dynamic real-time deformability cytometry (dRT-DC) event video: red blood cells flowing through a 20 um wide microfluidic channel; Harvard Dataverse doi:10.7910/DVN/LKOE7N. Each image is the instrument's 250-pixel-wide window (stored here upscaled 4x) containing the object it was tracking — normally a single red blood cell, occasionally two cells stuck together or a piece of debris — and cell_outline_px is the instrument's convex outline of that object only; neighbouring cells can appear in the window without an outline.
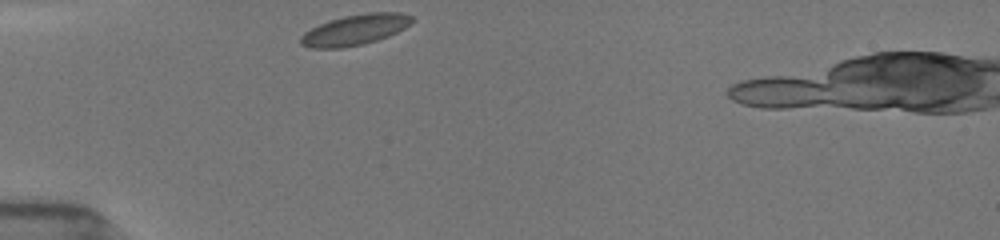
{"species": "common noctule bat (a hibernating species)", "species_latin": "Nyctalus noctula", "temperature_condition": "room temperature", "stored_images_in_passage": 30, "camera_frame_rate_fps": 3000, "um_per_image_px": 0.085, "animal": {"sex": "female", "body_mass_g": 19.5, "forearm_length_mm": 54.1}, "frame": {"image": 1, "passage_image": 1, "time_ms": 0.0, "image_size_px": [1000, 240], "cell_outline_px": [[412, 20], [404, 28], [388, 36], [364, 44], [340, 48], [312, 48], [300, 44], [300, 36], [304, 32], [328, 20], [344, 16], [368, 12], [400, 12], [412, 16]], "centroid_in_image_um": [30.15, 2.53], "position_along_channel_um": 54.9, "area_um2": 19.71}}
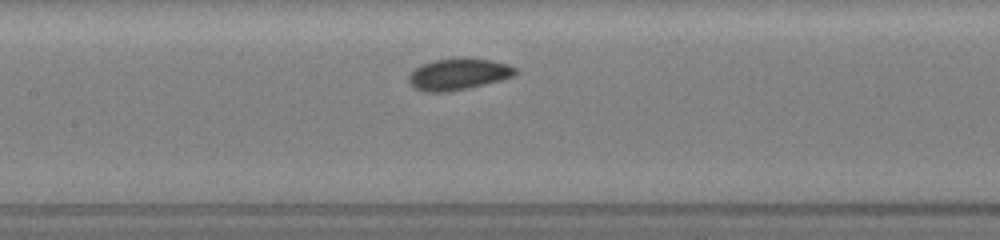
{"frame": {"image": 2, "passage_image": 11, "time_ms": 3.333, "image_size_px": [1000, 240], "cell_outline_px": [[516, 76], [452, 92], [424, 92], [412, 88], [408, 80], [408, 76], [420, 64], [436, 60], [460, 56], [492, 60], [508, 64], [516, 68]], "centroid_in_image_um": [38.95, 6.3], "position_along_channel_um": 168.5, "area_um2": 20.0}}
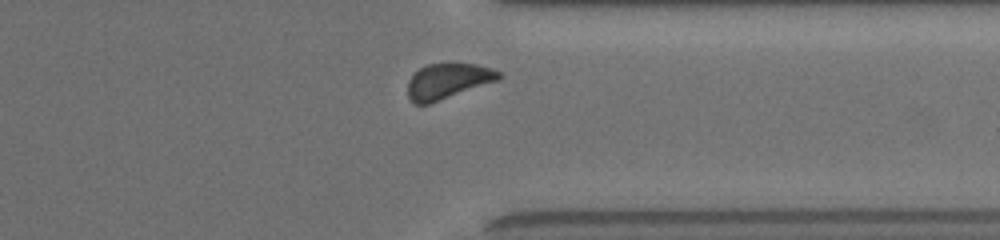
{"frame": {"image": 3, "passage_image": 27, "time_ms": 8.667, "image_size_px": [1000, 240], "cell_outline_px": [[504, 76], [500, 80], [428, 104], [416, 104], [408, 96], [408, 80], [420, 68], [428, 64], [452, 60], [476, 64], [492, 68], [504, 72]], "centroid_in_image_um": [38.15, 6.83], "position_along_channel_um": 373.2, "area_um2": 19.48}, "authors_computed_cell_mechanics": {"area_um2": 19.2185, "velocity_mm_per_s": 3.851, "shape_relaxation_time_tau1_ms": 1.422, "shape_relaxation_time_tau2_ms": null, "deformation_change_tau1": 0.0475, "deformation_change_tau2": null}}